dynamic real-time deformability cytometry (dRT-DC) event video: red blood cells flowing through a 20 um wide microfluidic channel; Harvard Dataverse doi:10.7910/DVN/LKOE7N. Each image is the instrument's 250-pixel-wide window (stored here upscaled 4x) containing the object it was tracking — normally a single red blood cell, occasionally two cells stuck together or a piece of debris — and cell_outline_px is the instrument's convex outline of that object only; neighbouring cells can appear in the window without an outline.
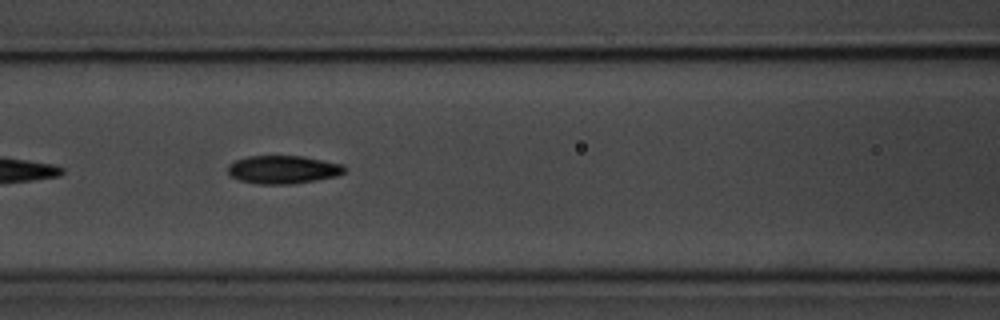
{"species": "common noctule bat (a hibernating species)", "species_latin": "Nyctalus noctula", "temperature_condition": "room temperature", "stored_images_in_passage": 24, "camera_frame_rate_fps": 3000, "um_per_image_px": 0.085, "animal": {"sex": "male", "body_mass_g": 20.1, "forearm_length_mm": 53.5}, "frame": {"image": 1, "passage_image": 8, "time_ms": 2.333, "image_size_px": [1000, 320], "cell_outline_px": [[344, 172], [336, 176], [316, 180], [292, 184], [260, 184], [240, 180], [232, 176], [228, 172], [228, 164], [236, 160], [248, 156], [304, 156], [344, 164]], "centroid_in_image_um": [24.07, 14.41], "position_along_channel_um": 142.5, "area_um2": 19.07}}
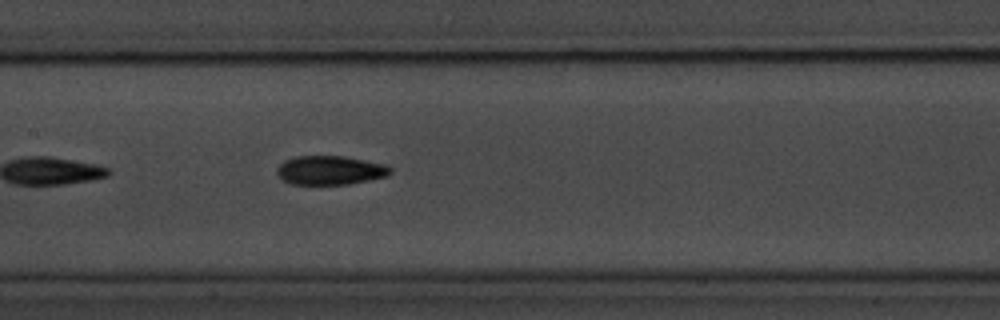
{"frame": {"image": 2, "passage_image": 11, "time_ms": 3.333, "image_size_px": [1000, 320], "cell_outline_px": [[392, 172], [388, 176], [348, 184], [292, 184], [284, 180], [276, 172], [276, 168], [284, 160], [296, 156], [344, 156], [388, 164], [392, 168]], "centroid_in_image_um": [28.1, 14.46], "position_along_channel_um": 179.3, "area_um2": 19.25}}